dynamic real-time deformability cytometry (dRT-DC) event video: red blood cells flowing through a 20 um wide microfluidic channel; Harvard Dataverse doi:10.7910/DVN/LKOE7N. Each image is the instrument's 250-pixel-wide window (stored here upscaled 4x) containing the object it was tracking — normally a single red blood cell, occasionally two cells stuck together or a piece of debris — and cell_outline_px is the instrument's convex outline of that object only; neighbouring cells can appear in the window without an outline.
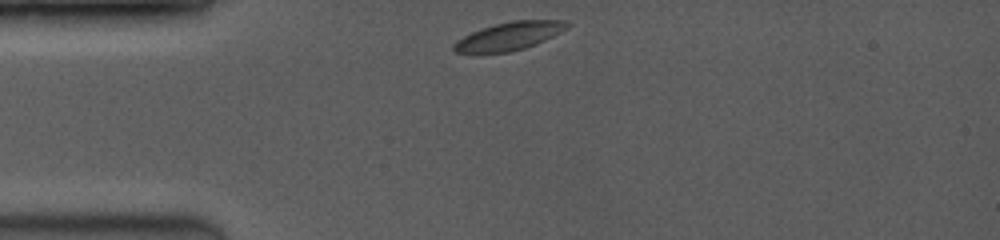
{"species": "common noctule bat (a hibernating species)", "species_latin": "Nyctalus noctula", "temperature_condition": "room temperature", "stored_images_in_passage": 2, "camera_frame_rate_fps": 3500, "um_per_image_px": 0.085, "animal": {"sex": "female", "body_mass_g": 19.0, "forearm_length_mm": 53.3}, "frame": {"image": 1, "passage_image": 1, "time_ms": 0.0, "image_size_px": [1000, 240], "cell_outline_px": [[572, 24], [560, 32], [536, 44], [524, 48], [508, 52], [456, 52], [452, 48], [452, 44], [456, 40], [472, 32], [496, 24], [512, 20], [568, 20]], "centroid_in_image_um": [43.31, 3.05], "position_along_channel_um": 41.7, "area_um2": 18.26}}